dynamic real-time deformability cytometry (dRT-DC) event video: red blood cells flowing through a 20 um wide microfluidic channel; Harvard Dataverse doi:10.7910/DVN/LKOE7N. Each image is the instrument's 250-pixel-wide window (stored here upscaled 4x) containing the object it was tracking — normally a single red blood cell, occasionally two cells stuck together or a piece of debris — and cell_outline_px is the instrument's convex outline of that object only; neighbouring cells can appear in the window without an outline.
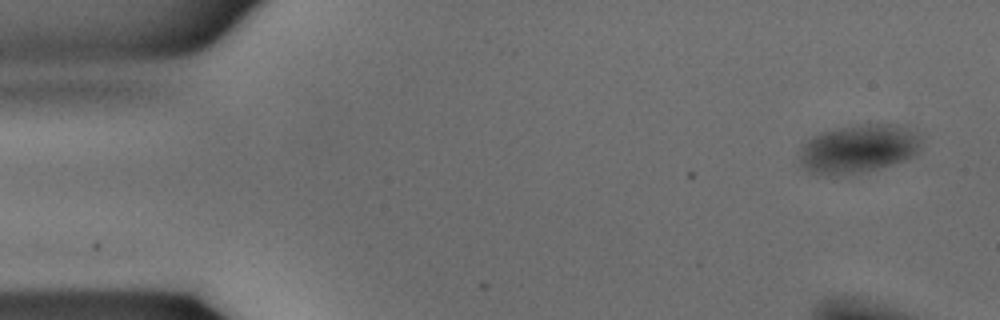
{"species": "common noctule bat (a hibernating species)", "species_latin": "Nyctalus noctula", "temperature_condition": "warm", "stored_images_in_passage": 32, "camera_frame_rate_fps": 3000, "um_per_image_px": 0.085, "animal": {"sex": "male", "body_mass_g": 15.6}, "frame": {"image": 1, "passage_image": 1, "time_ms": 0.0, "image_size_px": [1000, 320], "cell_outline_px": [[924, 136], [920, 148], [912, 156], [904, 160], [892, 164], [860, 172], [836, 176], [816, 176], [804, 168], [800, 164], [796, 156], [800, 144], [812, 136], [820, 132], [836, 128], [856, 124], [900, 124], [916, 128]], "centroid_in_image_um": [72.94, 12.62], "position_along_channel_um": 12.1, "area_um2": 35.78}}